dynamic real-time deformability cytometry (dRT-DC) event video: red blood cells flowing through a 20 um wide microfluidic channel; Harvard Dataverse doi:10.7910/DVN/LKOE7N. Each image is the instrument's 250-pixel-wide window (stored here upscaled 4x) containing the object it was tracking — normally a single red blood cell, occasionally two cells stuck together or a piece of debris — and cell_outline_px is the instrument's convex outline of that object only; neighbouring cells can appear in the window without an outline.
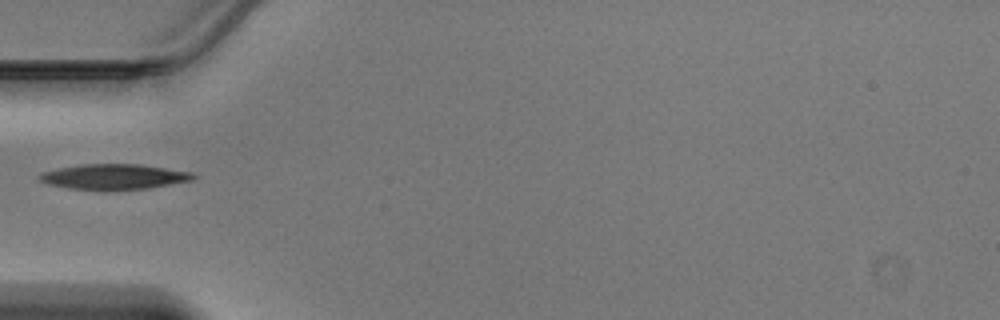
{"species": "Egyptian fruit bat (a non-hibernating species)", "species_latin": "Rousettus aegyptiacus", "temperature_condition": "warm", "stored_images_in_passage": 32, "camera_frame_rate_fps": 3000, "um_per_image_px": 0.085, "animal": {"sex": "male"}, "frame": {"image": 1, "passage_image": 1, "time_ms": 0.0, "image_size_px": [1000, 320], "cell_outline_px": [[200, 176], [192, 180], [148, 188], [104, 192], [68, 188], [48, 184], [40, 180], [36, 176], [44, 172], [60, 168], [80, 164], [140, 164], [192, 172]], "centroid_in_image_um": [9.7, 15.04], "position_along_channel_um": 75.3, "area_um2": 23.18}}
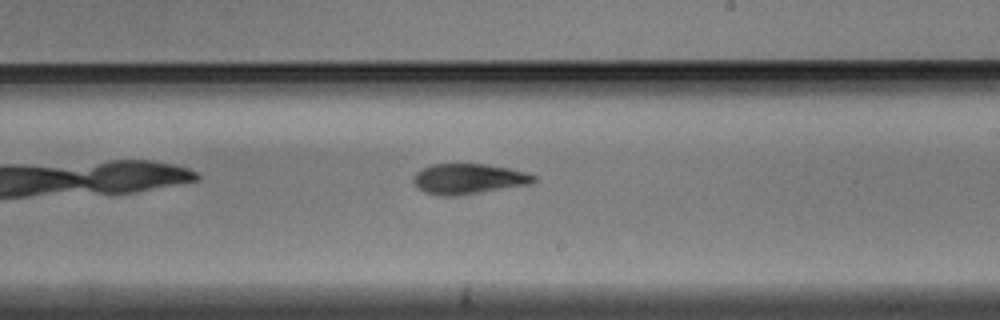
{"frame": {"image": 2, "passage_image": 13, "time_ms": 4.0, "image_size_px": [1000, 320], "cell_outline_px": [[536, 180], [532, 184], [460, 196], [444, 196], [424, 192], [416, 188], [412, 180], [416, 172], [432, 164], [484, 164], [508, 168], [528, 172], [536, 176]], "centroid_in_image_um": [39.84, 15.22], "position_along_channel_um": 249.2, "area_um2": 21.56}}
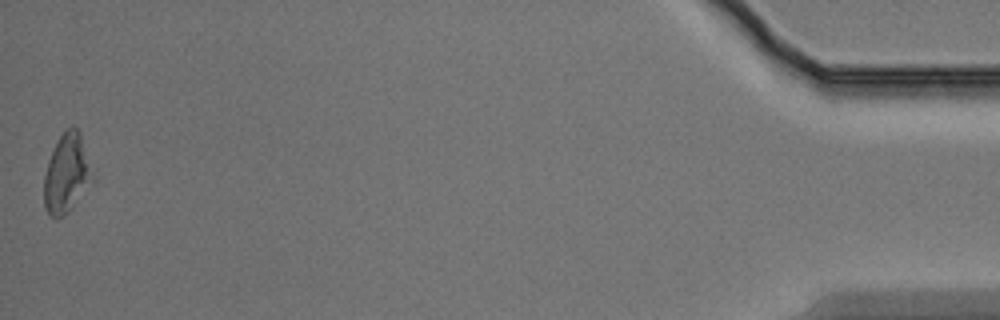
{"frame": {"image": 3, "passage_image": 32, "time_ms": 10.333, "image_size_px": [1000, 320], "cell_outline_px": [[96, 180], [72, 208], [64, 216], [56, 220], [44, 208], [44, 176], [48, 160], [60, 136], [72, 124], [80, 132], [96, 176]], "centroid_in_image_um": [5.72, 14.78], "position_along_channel_um": 429.5, "area_um2": 22.89}}